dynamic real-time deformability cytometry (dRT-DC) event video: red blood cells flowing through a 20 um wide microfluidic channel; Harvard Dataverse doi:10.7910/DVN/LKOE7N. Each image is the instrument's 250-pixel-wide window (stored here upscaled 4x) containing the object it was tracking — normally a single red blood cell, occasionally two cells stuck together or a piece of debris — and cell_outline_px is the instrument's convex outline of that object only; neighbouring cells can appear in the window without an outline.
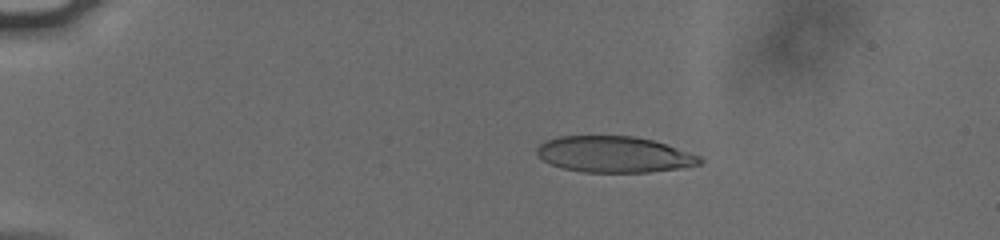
{"species": "human", "species_latin": "Homo sapiens", "temperature_condition": "cold", "stored_images_in_passage": 55, "camera_frame_rate_fps": 3000, "um_per_image_px": 0.085, "donor": {"sex": "male"}, "frame": {"image": 1, "passage_image": 12, "time_ms": 3.667, "image_size_px": [1000, 240], "cell_outline_px": [[704, 160], [700, 164], [676, 168], [648, 172], [584, 172], [564, 168], [552, 164], [544, 160], [536, 152], [536, 148], [544, 140], [556, 136], [632, 136], [652, 140], [700, 156]], "centroid_in_image_um": [52.16, 13.11], "position_along_channel_um": 32.8, "area_um2": 33.93}}
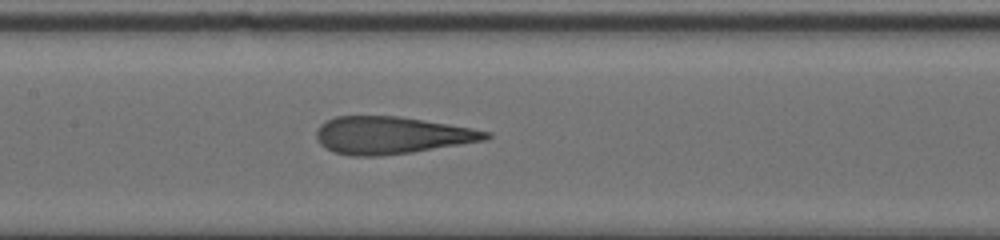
{"frame": {"image": 2, "passage_image": 29, "time_ms": 9.333, "image_size_px": [1000, 240], "cell_outline_px": [[492, 136], [488, 140], [412, 152], [380, 156], [352, 156], [336, 152], [324, 148], [316, 140], [316, 132], [320, 124], [336, 116], [400, 116], [472, 128], [492, 132]], "centroid_in_image_um": [33.29, 11.5], "position_along_channel_um": 174.1, "area_um2": 36.99}}
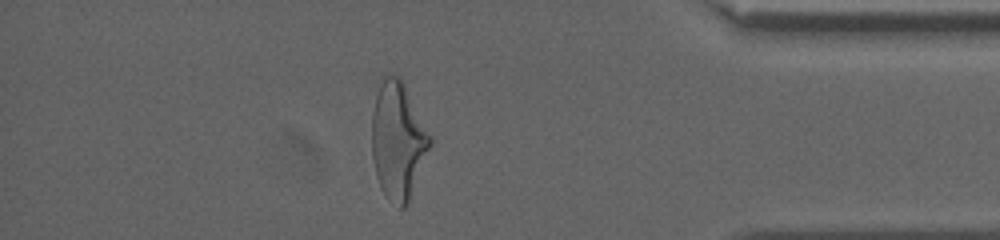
{"frame": {"image": 3, "passage_image": 49, "time_ms": 16.0, "image_size_px": [1000, 240], "cell_outline_px": [[432, 144], [408, 200], [404, 208], [400, 208], [384, 196], [380, 188], [376, 176], [372, 156], [372, 112], [376, 96], [380, 84], [384, 76], [400, 76], [432, 136]], "centroid_in_image_um": [33.82, 11.95], "position_along_channel_um": 401.4, "area_um2": 39.48}, "authors_computed_cell_mechanics": {"area_um2": 36.703, "velocity_mm_per_s": 3.8234, "shape_relaxation_time_tau1_ms": 5.5209, "shape_relaxation_time_tau2_ms": 1.2324, "deformation_change_tau1": 0.2309, "deformation_change_tau2": 0.1248}}